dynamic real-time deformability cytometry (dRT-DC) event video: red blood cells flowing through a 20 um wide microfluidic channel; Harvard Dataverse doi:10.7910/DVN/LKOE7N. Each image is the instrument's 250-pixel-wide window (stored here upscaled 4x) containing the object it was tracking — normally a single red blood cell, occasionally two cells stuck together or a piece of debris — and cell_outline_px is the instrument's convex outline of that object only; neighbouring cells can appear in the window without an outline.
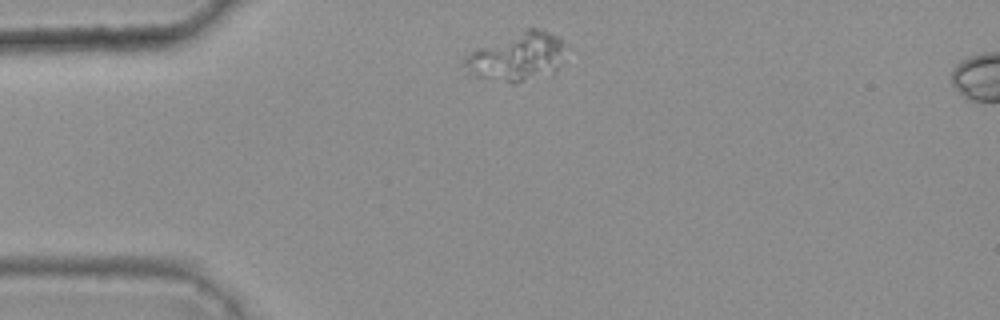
{"species": "common noctule bat (a hibernating species)", "species_latin": "Nyctalus noctula", "temperature_condition": "warm", "stored_images_in_passage": 11, "camera_frame_rate_fps": 3000, "um_per_image_px": 0.085, "animal": {"sex": "female", "body_mass_g": 25.1}, "frame": {"image": 1, "passage_image": 1, "time_ms": 0.0, "image_size_px": [1000, 320], "cell_outline_px": [[560, 64], [552, 76], [516, 84], [512, 84], [460, 76], [460, 64], [464, 56], [480, 48], [528, 28], [536, 28], [560, 36]], "centroid_in_image_um": [43.79, 4.95], "position_along_channel_um": 41.2, "area_um2": 29.25}}